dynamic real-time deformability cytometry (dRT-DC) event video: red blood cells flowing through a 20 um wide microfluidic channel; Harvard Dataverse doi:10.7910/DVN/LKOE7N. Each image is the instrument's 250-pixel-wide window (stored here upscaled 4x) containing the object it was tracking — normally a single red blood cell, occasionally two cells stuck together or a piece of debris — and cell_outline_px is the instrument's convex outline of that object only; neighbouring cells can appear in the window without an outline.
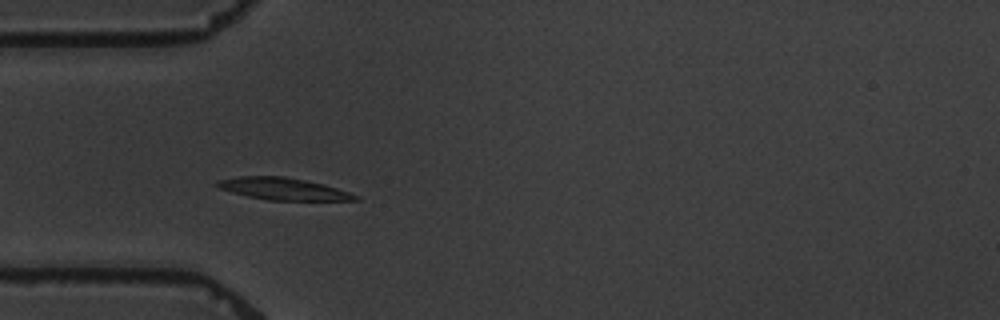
{"species": "common noctule bat (a hibernating species)", "species_latin": "Nyctalus noctula", "temperature_condition": "warm", "stored_images_in_passage": 5, "camera_frame_rate_fps": 3000, "um_per_image_px": 0.085, "animal": {"sex": "male", "body_mass_g": 19.5, "forearm_length_mm": 54.6}, "frame": {"image": 1, "passage_image": 4, "time_ms": 3.667, "image_size_px": [1000, 320], "cell_outline_px": [[360, 200], [268, 200], [248, 196], [216, 188], [212, 184], [220, 180], [240, 176], [284, 176], [324, 184], [360, 196]], "centroid_in_image_um": [24.04, 16.05], "position_along_channel_um": 61.0, "area_um2": 17.69}}
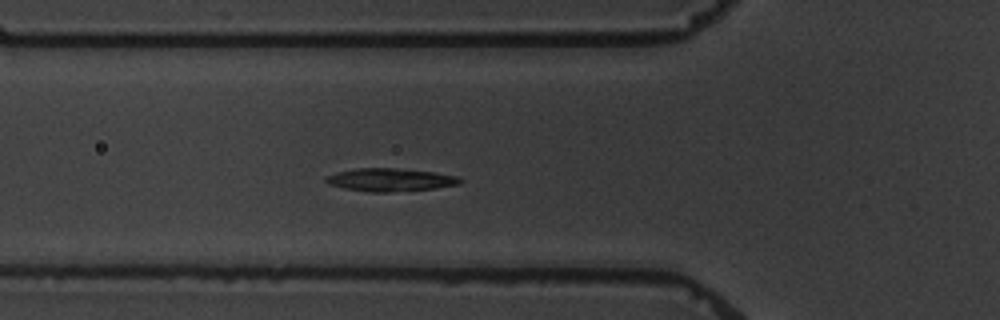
{"frame": {"image": 2, "passage_image": 5, "time_ms": 4.667, "image_size_px": [1000, 320], "cell_outline_px": [[464, 180], [460, 184], [436, 188], [388, 192], [368, 192], [344, 188], [328, 184], [324, 180], [324, 176], [336, 172], [356, 168], [392, 168], [432, 172], [460, 176]], "centroid_in_image_um": [33.16, 15.28], "position_along_channel_um": 92.6, "area_um2": 18.03}}